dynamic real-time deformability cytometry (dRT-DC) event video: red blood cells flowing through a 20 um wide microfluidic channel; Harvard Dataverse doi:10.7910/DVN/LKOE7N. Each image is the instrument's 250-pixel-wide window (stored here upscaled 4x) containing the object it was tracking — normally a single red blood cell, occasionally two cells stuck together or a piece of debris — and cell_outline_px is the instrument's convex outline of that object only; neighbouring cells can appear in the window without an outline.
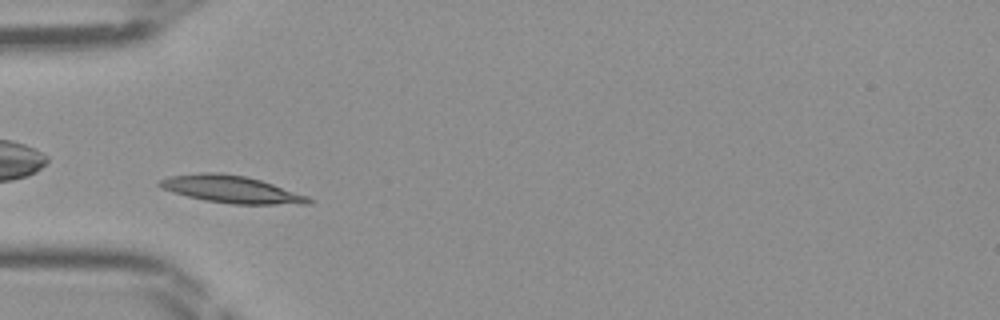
{"species": "Egyptian fruit bat (a non-hibernating species)", "species_latin": "Rousettus aegyptiacus", "temperature_condition": "room temperature", "stored_images_in_passage": 48, "camera_frame_rate_fps": 3000, "um_per_image_px": 0.085, "frame": {"image": 1, "passage_image": 16, "time_ms": 5.0, "image_size_px": [1000, 320], "cell_outline_px": [[316, 200], [312, 204], [232, 204], [204, 200], [172, 192], [160, 188], [156, 184], [160, 180], [168, 176], [204, 172], [212, 172], [244, 176], [260, 180], [308, 196]], "centroid_in_image_um": [19.66, 16.1], "position_along_channel_um": 65.3, "area_um2": 23.58}}
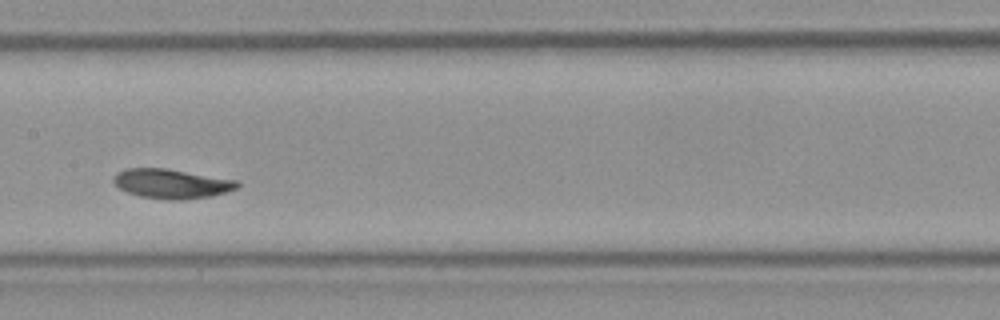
{"frame": {"image": 2, "passage_image": 25, "time_ms": 8.0, "image_size_px": [1000, 320], "cell_outline_px": [[240, 184], [236, 188], [212, 196], [180, 200], [168, 200], [140, 196], [128, 192], [120, 188], [112, 180], [112, 176], [116, 172], [124, 168], [168, 168], [236, 180]], "centroid_in_image_um": [14.54, 15.6], "position_along_channel_um": 192.9, "area_um2": 21.27}}
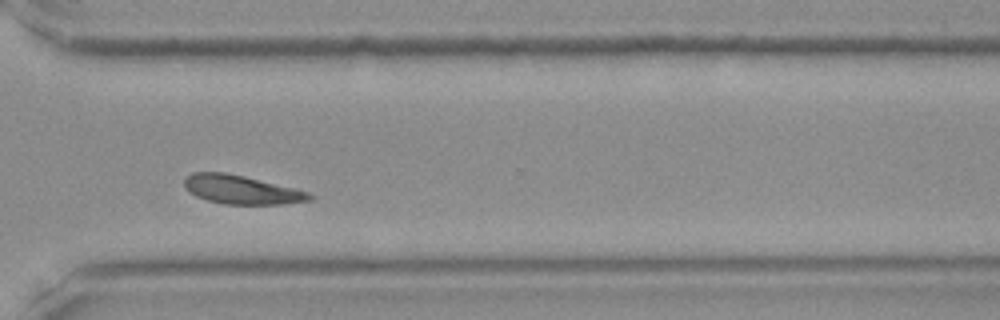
{"frame": {"image": 3, "passage_image": 36, "time_ms": 11.667, "image_size_px": [1000, 320], "cell_outline_px": [[316, 196], [312, 200], [284, 204], [224, 204], [208, 200], [196, 196], [188, 192], [184, 188], [184, 176], [192, 172], [224, 172], [244, 176], [308, 192]], "centroid_in_image_um": [20.48, 16.12], "position_along_channel_um": 350.1, "area_um2": 20.98}}